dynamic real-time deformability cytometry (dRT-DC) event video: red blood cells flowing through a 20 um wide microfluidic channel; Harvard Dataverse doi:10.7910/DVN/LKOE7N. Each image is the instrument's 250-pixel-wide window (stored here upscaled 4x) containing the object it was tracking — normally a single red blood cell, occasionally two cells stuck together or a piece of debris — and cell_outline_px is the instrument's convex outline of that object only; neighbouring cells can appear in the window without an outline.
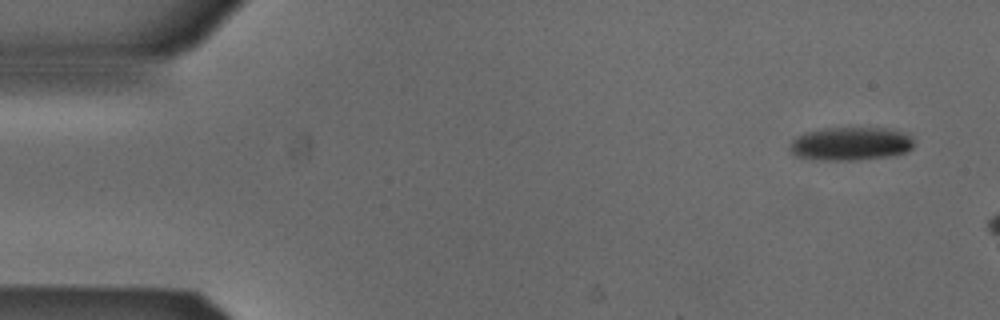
{"species": "Egyptian fruit bat (a non-hibernating species)", "species_latin": "Rousettus aegyptiacus", "temperature_condition": "cold", "stored_images_in_passage": 3, "camera_frame_rate_fps": 3000, "um_per_image_px": 0.085, "animal": {"sex": "male"}, "frame": {"image": 1, "passage_image": 1, "time_ms": 0.0, "image_size_px": [1000, 320], "cell_outline_px": [[912, 148], [904, 152], [888, 156], [856, 160], [812, 160], [796, 156], [792, 152], [792, 140], [796, 136], [808, 132], [824, 128], [888, 128], [900, 132], [908, 136], [912, 140]], "centroid_in_image_um": [72.26, 12.22], "position_along_channel_um": 12.7, "area_um2": 23.76}}